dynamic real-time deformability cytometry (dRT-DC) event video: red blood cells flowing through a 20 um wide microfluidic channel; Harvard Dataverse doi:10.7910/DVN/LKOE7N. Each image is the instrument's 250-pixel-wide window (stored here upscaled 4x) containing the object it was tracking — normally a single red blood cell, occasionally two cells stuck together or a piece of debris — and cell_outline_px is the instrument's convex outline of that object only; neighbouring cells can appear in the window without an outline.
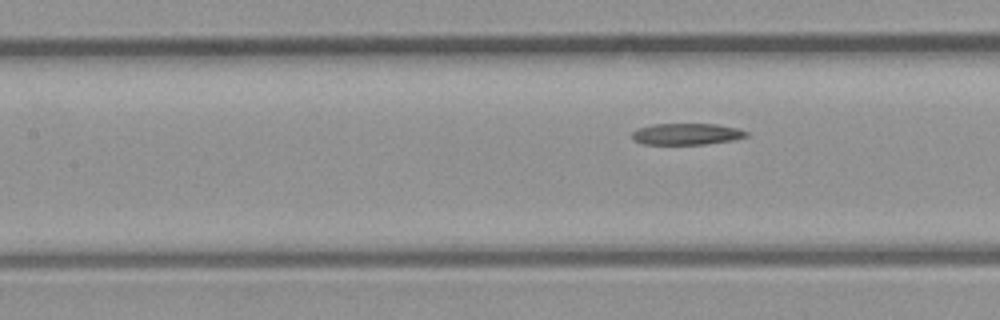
{"species": "common noctule bat (a hibernating species)", "species_latin": "Nyctalus noctula", "temperature_condition": "room temperature", "stored_images_in_passage": 4, "camera_frame_rate_fps": 3000, "um_per_image_px": 0.085, "animal": {"sex": "male", "body_mass_g": 23.1, "forearm_length_mm": 52.7}, "frame": {"image": 1, "passage_image": 4, "time_ms": 4.333, "image_size_px": [1000, 320], "cell_outline_px": [[748, 136], [732, 140], [704, 144], [644, 144], [632, 140], [632, 132], [640, 128], [652, 124], [716, 124], [736, 128], [748, 132]], "centroid_in_image_um": [58.34, 11.39], "position_along_channel_um": 149.1, "area_um2": 14.16}}